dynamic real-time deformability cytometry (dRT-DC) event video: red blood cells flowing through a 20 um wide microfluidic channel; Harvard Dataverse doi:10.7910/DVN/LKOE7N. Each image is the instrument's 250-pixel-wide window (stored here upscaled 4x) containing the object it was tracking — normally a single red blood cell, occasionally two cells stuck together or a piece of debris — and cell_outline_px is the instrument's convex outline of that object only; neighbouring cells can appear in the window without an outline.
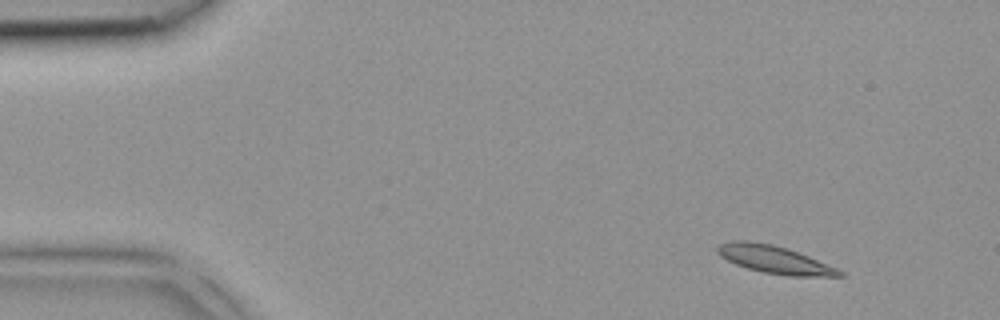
{"species": "common noctule bat (a hibernating species)", "species_latin": "Nyctalus noctula", "temperature_condition": "room temperature", "stored_images_in_passage": 3, "camera_frame_rate_fps": 3000, "um_per_image_px": 0.085, "animal": {"sex": "female", "body_mass_g": 18.4}, "frame": {"image": 1, "passage_image": 1, "time_ms": 0.0, "image_size_px": [1000, 320], "cell_outline_px": [[844, 276], [788, 276], [764, 272], [748, 268], [736, 264], [720, 256], [716, 252], [716, 244], [728, 240], [748, 240], [772, 244], [808, 256], [836, 268], [844, 272]], "centroid_in_image_um": [65.75, 22.04], "position_along_channel_um": 19.2, "area_um2": 19.59}}